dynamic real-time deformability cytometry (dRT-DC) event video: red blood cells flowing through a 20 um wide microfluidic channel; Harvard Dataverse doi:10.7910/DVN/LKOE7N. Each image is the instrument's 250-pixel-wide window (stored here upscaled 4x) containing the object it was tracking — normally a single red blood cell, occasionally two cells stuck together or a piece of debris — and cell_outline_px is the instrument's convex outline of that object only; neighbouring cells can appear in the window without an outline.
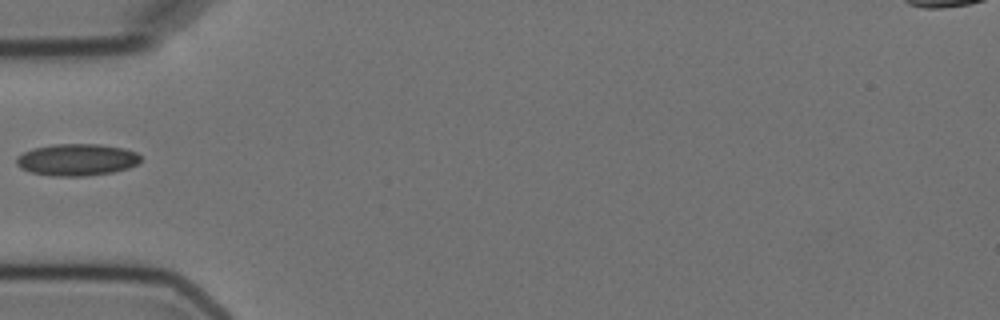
{"species": "Egyptian fruit bat (a non-hibernating species)", "species_latin": "Rousettus aegyptiacus", "temperature_condition": "cold", "stored_images_in_passage": 1, "camera_frame_rate_fps": 3000, "um_per_image_px": 0.085, "animal": {"sex": "female"}, "frame": {"image": 1, "passage_image": 1, "time_ms": 0.0, "image_size_px": [1000, 320], "cell_outline_px": [[140, 160], [136, 164], [128, 168], [112, 172], [84, 176], [52, 176], [32, 172], [20, 168], [16, 164], [16, 156], [24, 152], [36, 148], [52, 144], [100, 144], [124, 148], [136, 152], [140, 156]], "centroid_in_image_um": [6.52, 13.57], "position_along_channel_um": 78.5, "area_um2": 23.0}}